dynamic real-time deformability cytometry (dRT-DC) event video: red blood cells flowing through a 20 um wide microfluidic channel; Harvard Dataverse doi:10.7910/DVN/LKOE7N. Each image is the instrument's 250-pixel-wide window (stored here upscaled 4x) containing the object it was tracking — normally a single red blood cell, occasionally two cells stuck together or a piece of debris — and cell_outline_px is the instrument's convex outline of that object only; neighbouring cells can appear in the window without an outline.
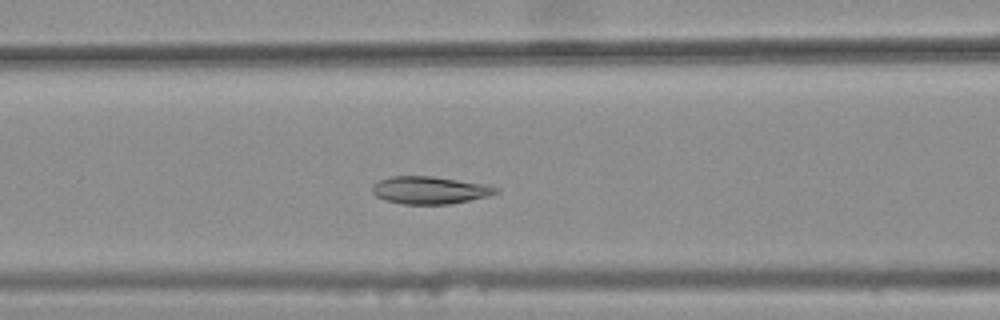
{"species": "common noctule bat (a hibernating species)", "species_latin": "Nyctalus noctula", "temperature_condition": "warm", "stored_images_in_passage": 42, "camera_frame_rate_fps": 3000, "um_per_image_px": 0.085, "animal": {"sex": "female", "body_mass_g": 25.1}, "frame": {"image": 1, "passage_image": 20, "time_ms": 6.333, "image_size_px": [1000, 320], "cell_outline_px": [[500, 192], [488, 196], [448, 204], [400, 204], [384, 200], [376, 196], [372, 192], [372, 184], [380, 180], [392, 176], [432, 176], [484, 184], [500, 188]], "centroid_in_image_um": [36.51, 16.16], "position_along_channel_um": 130.1, "area_um2": 19.83}}
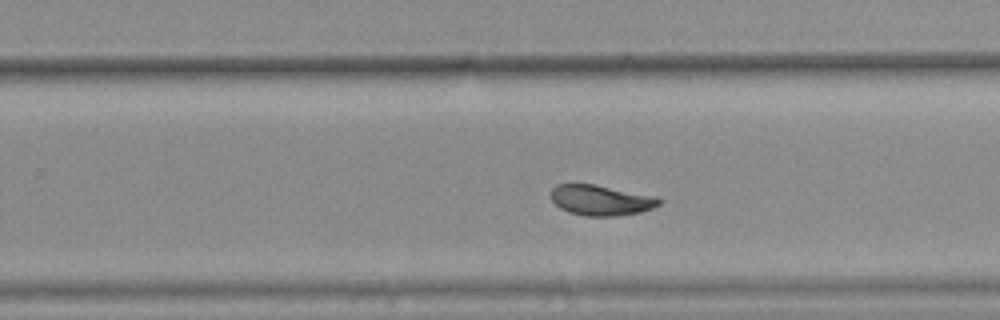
{"frame": {"image": 2, "passage_image": 32, "time_ms": 10.333, "image_size_px": [1000, 320], "cell_outline_px": [[660, 204], [652, 208], [640, 212], [616, 216], [584, 216], [568, 212], [560, 208], [552, 200], [552, 188], [556, 184], [592, 184], [656, 196], [660, 200]], "centroid_in_image_um": [51.07, 17.02], "position_along_channel_um": 278.7, "area_um2": 19.02}}
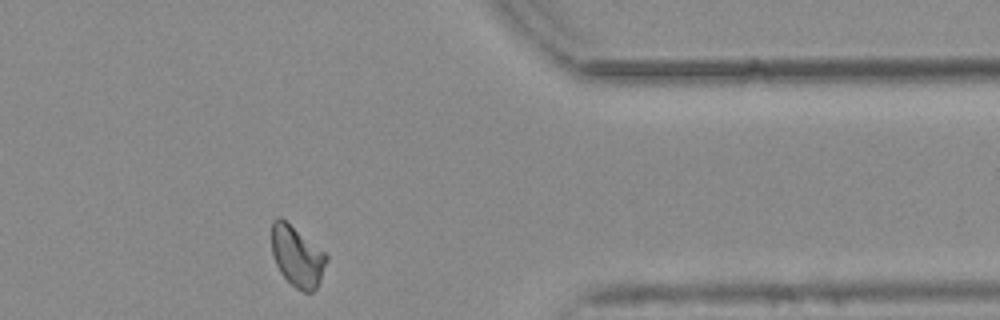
{"frame": {"image": 3, "passage_image": 42, "time_ms": 13.667, "image_size_px": [1000, 320], "cell_outline_px": [[328, 260], [320, 280], [316, 288], [312, 292], [304, 292], [296, 288], [280, 272], [276, 264], [272, 252], [272, 220], [276, 216], [280, 216], [324, 252], [328, 256]], "centroid_in_image_um": [25.25, 21.78], "position_along_channel_um": 386.2, "area_um2": 19.13}, "authors_computed_cell_mechanics": {"area_um2": 19.941, "velocity_mm_per_s": 3.7302, "shape_relaxation_time_tau1_ms": 5.9207, "shape_relaxation_time_tau2_ms": 1.4248, "deformation_change_tau1": 0.1256, "deformation_change_tau2": 0.0469}}